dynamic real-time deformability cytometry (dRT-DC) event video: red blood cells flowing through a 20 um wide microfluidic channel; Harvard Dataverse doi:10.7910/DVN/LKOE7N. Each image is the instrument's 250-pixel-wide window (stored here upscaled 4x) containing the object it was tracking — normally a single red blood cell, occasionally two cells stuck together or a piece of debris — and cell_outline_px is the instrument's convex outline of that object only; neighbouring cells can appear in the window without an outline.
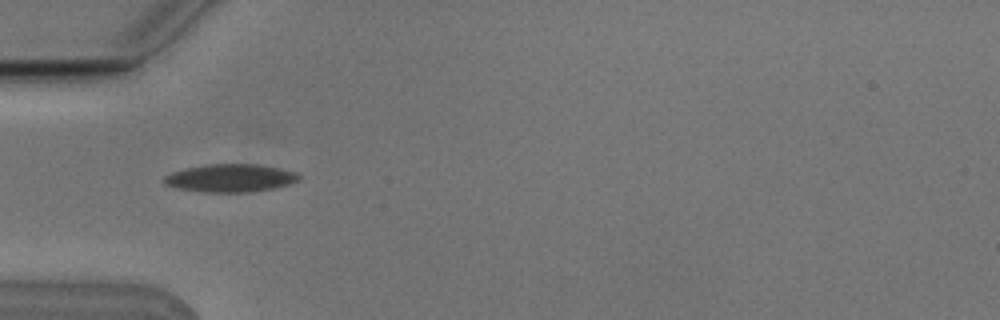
{"species": "Egyptian fruit bat (a non-hibernating species)", "species_latin": "Rousettus aegyptiacus", "temperature_condition": "cold", "stored_images_in_passage": 8, "camera_frame_rate_fps": 3000, "um_per_image_px": 0.085, "animal": {"sex": "male"}, "frame": {"image": 1, "passage_image": 3, "time_ms": 0.667, "image_size_px": [1000, 320], "cell_outline_px": [[300, 176], [296, 180], [288, 184], [272, 188], [248, 192], [204, 192], [180, 188], [164, 184], [164, 176], [172, 172], [184, 168], [204, 164], [260, 164], [280, 168], [296, 172]], "centroid_in_image_um": [19.56, 15.12], "position_along_channel_um": 65.4, "area_um2": 21.79}}
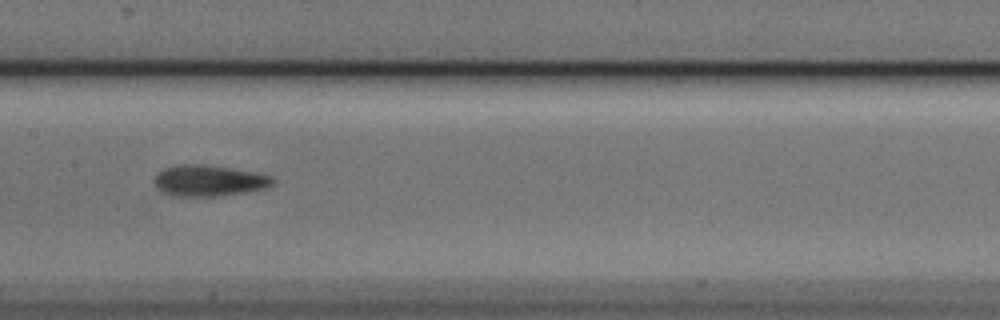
{"frame": {"image": 2, "passage_image": 6, "time_ms": 1.667, "image_size_px": [1000, 320], "cell_outline_px": [[276, 184], [268, 188], [248, 192], [220, 196], [168, 196], [160, 192], [156, 188], [152, 180], [164, 168], [184, 164], [204, 164], [276, 176]], "centroid_in_image_um": [17.79, 15.38], "position_along_channel_um": 189.6, "area_um2": 21.91}}
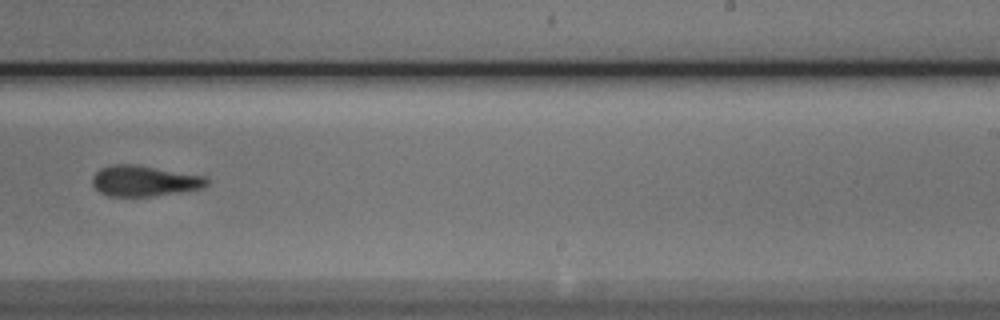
{"frame": {"image": 3, "passage_image": 8, "time_ms": 2.333, "image_size_px": [1000, 320], "cell_outline_px": [[208, 184], [204, 188], [180, 192], [152, 196], [108, 196], [100, 192], [92, 184], [92, 176], [100, 168], [112, 164], [132, 164], [208, 176]], "centroid_in_image_um": [12.28, 15.37], "position_along_channel_um": 276.7, "area_um2": 20.58}}